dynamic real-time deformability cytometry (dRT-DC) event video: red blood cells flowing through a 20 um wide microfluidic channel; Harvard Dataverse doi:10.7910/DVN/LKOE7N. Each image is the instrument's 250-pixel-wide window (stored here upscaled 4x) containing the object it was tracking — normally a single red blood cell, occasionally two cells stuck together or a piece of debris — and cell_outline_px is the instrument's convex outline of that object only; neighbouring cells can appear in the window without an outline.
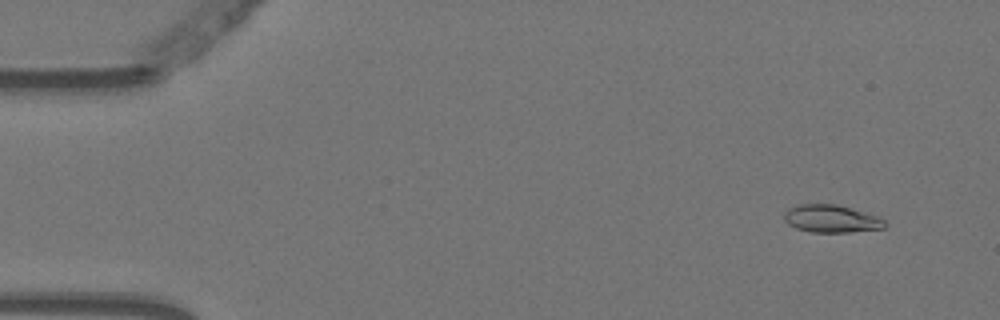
{"species": "Egyptian fruit bat (a non-hibernating species)", "species_latin": "Rousettus aegyptiacus", "temperature_condition": "warm", "stored_images_in_passage": 5, "camera_frame_rate_fps": 3000, "um_per_image_px": 0.085, "animal": {"sex": "female"}, "frame": {"image": 1, "passage_image": 1, "time_ms": 0.0, "image_size_px": [1000, 320], "cell_outline_px": [[888, 224], [884, 228], [848, 232], [812, 232], [796, 228], [788, 224], [784, 220], [784, 212], [788, 208], [800, 204], [836, 204], [876, 216], [884, 220]], "centroid_in_image_um": [70.63, 18.59], "position_along_channel_um": 14.4, "area_um2": 16.07}}
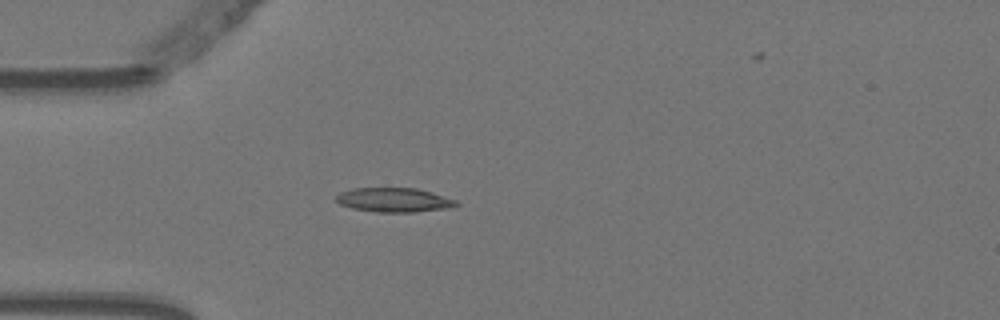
{"frame": {"image": 2, "passage_image": 4, "time_ms": 1.0, "image_size_px": [1000, 320], "cell_outline_px": [[460, 204], [452, 208], [416, 212], [376, 212], [352, 208], [340, 204], [336, 200], [336, 196], [340, 192], [352, 188], [416, 188], [432, 192], [456, 200]], "centroid_in_image_um": [33.52, 17.0], "position_along_channel_um": 51.5, "area_um2": 17.11}}